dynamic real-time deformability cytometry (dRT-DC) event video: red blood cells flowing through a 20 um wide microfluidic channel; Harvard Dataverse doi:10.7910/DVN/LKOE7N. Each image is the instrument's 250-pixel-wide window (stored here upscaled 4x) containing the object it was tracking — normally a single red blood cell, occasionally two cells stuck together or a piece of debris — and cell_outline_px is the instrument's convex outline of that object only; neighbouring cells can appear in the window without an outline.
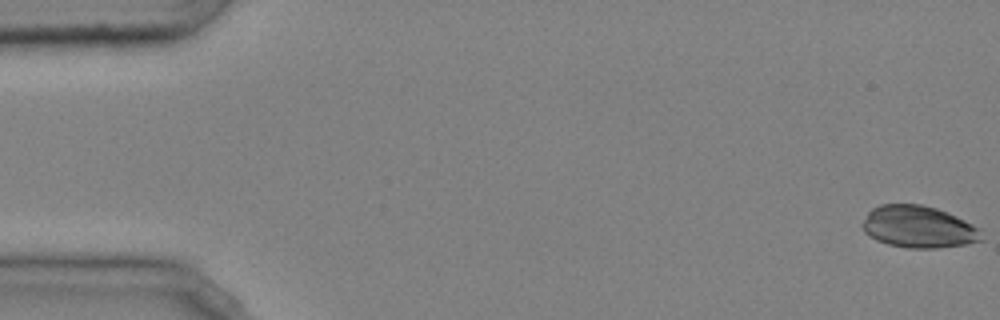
{"species": "common noctule bat (a hibernating species)", "species_latin": "Nyctalus noctula", "temperature_condition": "cold", "stored_images_in_passage": 48, "camera_frame_rate_fps": 3000, "um_per_image_px": 0.085, "animal": {"sex": "male", "body_mass_g": 20.4}, "frame": {"image": 1, "passage_image": 1, "time_ms": 0.0, "image_size_px": [1000, 320], "cell_outline_px": [[984, 240], [964, 244], [936, 248], [908, 248], [888, 244], [876, 240], [864, 232], [860, 224], [868, 212], [872, 208], [880, 204], [920, 204], [936, 208], [948, 212], [980, 228]], "centroid_in_image_um": [78.05, 19.28], "position_along_channel_um": 6.9, "area_um2": 29.3}}
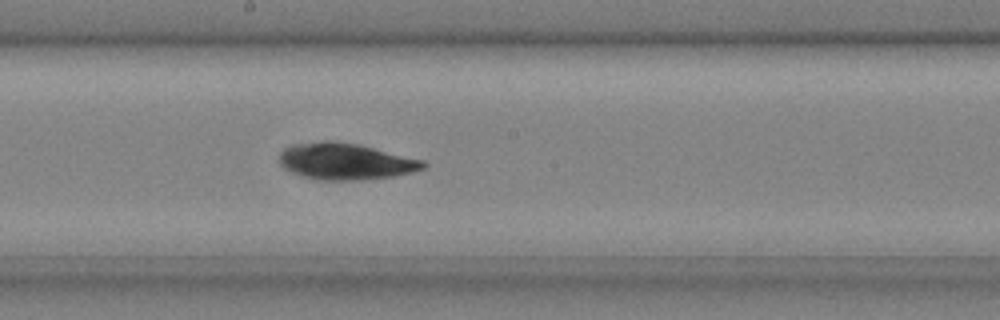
{"frame": {"image": 2, "passage_image": 27, "time_ms": 8.667, "image_size_px": [1000, 320], "cell_outline_px": [[428, 164], [424, 168], [412, 172], [392, 176], [360, 180], [316, 180], [292, 172], [284, 168], [280, 164], [280, 152], [288, 144], [324, 140], [332, 140], [356, 144], [424, 160]], "centroid_in_image_um": [29.33, 13.71], "position_along_channel_um": 218.9, "area_um2": 30.63}}
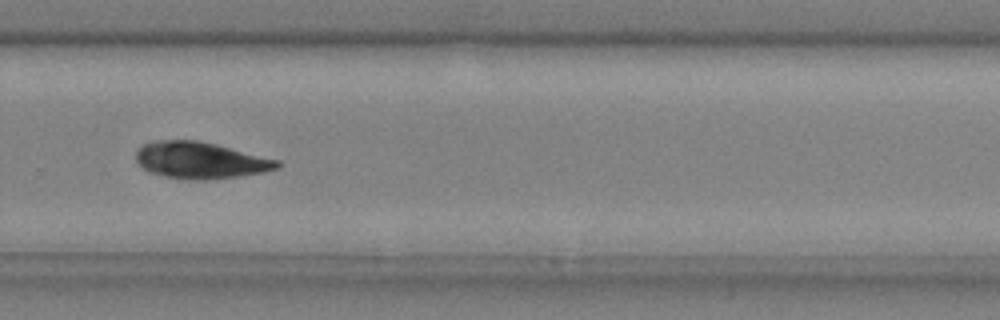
{"frame": {"image": 3, "passage_image": 34, "time_ms": 11.0, "image_size_px": [1000, 320], "cell_outline_px": [[280, 168], [264, 172], [236, 176], [204, 180], [184, 180], [164, 176], [148, 172], [136, 160], [136, 148], [152, 140], [196, 140], [216, 144], [280, 160]], "centroid_in_image_um": [17.01, 13.62], "position_along_channel_um": 312.8, "area_um2": 30.29}, "authors_computed_cell_mechanics": {"area_um2": 29.5358, "velocity_mm_per_s": 4.0305, "shape_relaxation_time_tau1_ms": 4.9909, "shape_relaxation_time_tau2_ms": null, "deformation_change_tau1": 0.074, "deformation_change_tau2": null}}